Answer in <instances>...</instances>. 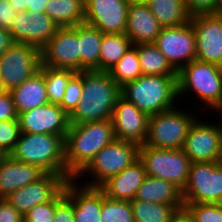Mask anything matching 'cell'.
I'll list each match as a JSON object with an SVG mask.
<instances>
[{
  "label": "cell",
  "instance_id": "cell-1",
  "mask_svg": "<svg viewBox=\"0 0 222 222\" xmlns=\"http://www.w3.org/2000/svg\"><path fill=\"white\" fill-rule=\"evenodd\" d=\"M82 85L81 101L69 115L70 125L111 119L121 87L109 71H82Z\"/></svg>",
  "mask_w": 222,
  "mask_h": 222
},
{
  "label": "cell",
  "instance_id": "cell-2",
  "mask_svg": "<svg viewBox=\"0 0 222 222\" xmlns=\"http://www.w3.org/2000/svg\"><path fill=\"white\" fill-rule=\"evenodd\" d=\"M114 139L111 119L70 125L64 138L67 179H74Z\"/></svg>",
  "mask_w": 222,
  "mask_h": 222
},
{
  "label": "cell",
  "instance_id": "cell-3",
  "mask_svg": "<svg viewBox=\"0 0 222 222\" xmlns=\"http://www.w3.org/2000/svg\"><path fill=\"white\" fill-rule=\"evenodd\" d=\"M121 96L149 116L172 109L180 104L177 75H142L122 86Z\"/></svg>",
  "mask_w": 222,
  "mask_h": 222
},
{
  "label": "cell",
  "instance_id": "cell-4",
  "mask_svg": "<svg viewBox=\"0 0 222 222\" xmlns=\"http://www.w3.org/2000/svg\"><path fill=\"white\" fill-rule=\"evenodd\" d=\"M9 155L15 160L37 165L46 173L67 178L64 138L59 135L21 133Z\"/></svg>",
  "mask_w": 222,
  "mask_h": 222
},
{
  "label": "cell",
  "instance_id": "cell-5",
  "mask_svg": "<svg viewBox=\"0 0 222 222\" xmlns=\"http://www.w3.org/2000/svg\"><path fill=\"white\" fill-rule=\"evenodd\" d=\"M177 85L178 99L195 97L209 110L222 105L221 66L193 60L177 72ZM188 92L196 96L186 97Z\"/></svg>",
  "mask_w": 222,
  "mask_h": 222
},
{
  "label": "cell",
  "instance_id": "cell-6",
  "mask_svg": "<svg viewBox=\"0 0 222 222\" xmlns=\"http://www.w3.org/2000/svg\"><path fill=\"white\" fill-rule=\"evenodd\" d=\"M138 158V144L115 138L110 144L102 148L74 179L80 182L82 178L91 177L88 183L82 180V185L100 187L105 181L122 172Z\"/></svg>",
  "mask_w": 222,
  "mask_h": 222
},
{
  "label": "cell",
  "instance_id": "cell-7",
  "mask_svg": "<svg viewBox=\"0 0 222 222\" xmlns=\"http://www.w3.org/2000/svg\"><path fill=\"white\" fill-rule=\"evenodd\" d=\"M173 107L172 109L149 116L146 146L160 149H180L183 147L188 131L196 114L185 109ZM185 110V111H184Z\"/></svg>",
  "mask_w": 222,
  "mask_h": 222
},
{
  "label": "cell",
  "instance_id": "cell-8",
  "mask_svg": "<svg viewBox=\"0 0 222 222\" xmlns=\"http://www.w3.org/2000/svg\"><path fill=\"white\" fill-rule=\"evenodd\" d=\"M139 159L147 176L171 182L181 191L184 189L192 162L182 148L160 149L143 144L139 146Z\"/></svg>",
  "mask_w": 222,
  "mask_h": 222
},
{
  "label": "cell",
  "instance_id": "cell-9",
  "mask_svg": "<svg viewBox=\"0 0 222 222\" xmlns=\"http://www.w3.org/2000/svg\"><path fill=\"white\" fill-rule=\"evenodd\" d=\"M40 66V49L13 42L0 56L1 86L5 91L18 87L38 72Z\"/></svg>",
  "mask_w": 222,
  "mask_h": 222
},
{
  "label": "cell",
  "instance_id": "cell-10",
  "mask_svg": "<svg viewBox=\"0 0 222 222\" xmlns=\"http://www.w3.org/2000/svg\"><path fill=\"white\" fill-rule=\"evenodd\" d=\"M183 203H222V161L192 162Z\"/></svg>",
  "mask_w": 222,
  "mask_h": 222
},
{
  "label": "cell",
  "instance_id": "cell-11",
  "mask_svg": "<svg viewBox=\"0 0 222 222\" xmlns=\"http://www.w3.org/2000/svg\"><path fill=\"white\" fill-rule=\"evenodd\" d=\"M182 150L191 162L222 161V137L217 121L211 123L197 118L188 131Z\"/></svg>",
  "mask_w": 222,
  "mask_h": 222
},
{
  "label": "cell",
  "instance_id": "cell-12",
  "mask_svg": "<svg viewBox=\"0 0 222 222\" xmlns=\"http://www.w3.org/2000/svg\"><path fill=\"white\" fill-rule=\"evenodd\" d=\"M196 35L191 22L176 27H163L154 44L178 72L196 60Z\"/></svg>",
  "mask_w": 222,
  "mask_h": 222
},
{
  "label": "cell",
  "instance_id": "cell-13",
  "mask_svg": "<svg viewBox=\"0 0 222 222\" xmlns=\"http://www.w3.org/2000/svg\"><path fill=\"white\" fill-rule=\"evenodd\" d=\"M40 56L42 66L79 72V24L74 27H60L40 49Z\"/></svg>",
  "mask_w": 222,
  "mask_h": 222
},
{
  "label": "cell",
  "instance_id": "cell-14",
  "mask_svg": "<svg viewBox=\"0 0 222 222\" xmlns=\"http://www.w3.org/2000/svg\"><path fill=\"white\" fill-rule=\"evenodd\" d=\"M60 26L45 12H17L9 30L13 42L26 43L41 49Z\"/></svg>",
  "mask_w": 222,
  "mask_h": 222
},
{
  "label": "cell",
  "instance_id": "cell-15",
  "mask_svg": "<svg viewBox=\"0 0 222 222\" xmlns=\"http://www.w3.org/2000/svg\"><path fill=\"white\" fill-rule=\"evenodd\" d=\"M196 35V60L222 67V19L218 14L191 16Z\"/></svg>",
  "mask_w": 222,
  "mask_h": 222
},
{
  "label": "cell",
  "instance_id": "cell-16",
  "mask_svg": "<svg viewBox=\"0 0 222 222\" xmlns=\"http://www.w3.org/2000/svg\"><path fill=\"white\" fill-rule=\"evenodd\" d=\"M131 0H84V23L103 34L125 33Z\"/></svg>",
  "mask_w": 222,
  "mask_h": 222
},
{
  "label": "cell",
  "instance_id": "cell-17",
  "mask_svg": "<svg viewBox=\"0 0 222 222\" xmlns=\"http://www.w3.org/2000/svg\"><path fill=\"white\" fill-rule=\"evenodd\" d=\"M67 181L63 175L46 173L38 181L11 192L5 199L24 216L34 206L52 201Z\"/></svg>",
  "mask_w": 222,
  "mask_h": 222
},
{
  "label": "cell",
  "instance_id": "cell-18",
  "mask_svg": "<svg viewBox=\"0 0 222 222\" xmlns=\"http://www.w3.org/2000/svg\"><path fill=\"white\" fill-rule=\"evenodd\" d=\"M21 133L54 134L65 138L69 115L57 104L48 103L18 114Z\"/></svg>",
  "mask_w": 222,
  "mask_h": 222
},
{
  "label": "cell",
  "instance_id": "cell-19",
  "mask_svg": "<svg viewBox=\"0 0 222 222\" xmlns=\"http://www.w3.org/2000/svg\"><path fill=\"white\" fill-rule=\"evenodd\" d=\"M111 120L116 139L134 142L139 146L145 143L149 115L124 97L120 96L117 99Z\"/></svg>",
  "mask_w": 222,
  "mask_h": 222
},
{
  "label": "cell",
  "instance_id": "cell-20",
  "mask_svg": "<svg viewBox=\"0 0 222 222\" xmlns=\"http://www.w3.org/2000/svg\"><path fill=\"white\" fill-rule=\"evenodd\" d=\"M81 183L71 179L64 187L65 194L73 201L74 222H101L102 190Z\"/></svg>",
  "mask_w": 222,
  "mask_h": 222
},
{
  "label": "cell",
  "instance_id": "cell-21",
  "mask_svg": "<svg viewBox=\"0 0 222 222\" xmlns=\"http://www.w3.org/2000/svg\"><path fill=\"white\" fill-rule=\"evenodd\" d=\"M46 174L40 167L15 160L5 155L0 162V198H5L26 185L34 183Z\"/></svg>",
  "mask_w": 222,
  "mask_h": 222
},
{
  "label": "cell",
  "instance_id": "cell-22",
  "mask_svg": "<svg viewBox=\"0 0 222 222\" xmlns=\"http://www.w3.org/2000/svg\"><path fill=\"white\" fill-rule=\"evenodd\" d=\"M162 28L148 4L130 2L125 34L132 45L154 43Z\"/></svg>",
  "mask_w": 222,
  "mask_h": 222
},
{
  "label": "cell",
  "instance_id": "cell-23",
  "mask_svg": "<svg viewBox=\"0 0 222 222\" xmlns=\"http://www.w3.org/2000/svg\"><path fill=\"white\" fill-rule=\"evenodd\" d=\"M146 176L144 164L138 158L122 172L105 181L99 188L109 198L132 201Z\"/></svg>",
  "mask_w": 222,
  "mask_h": 222
},
{
  "label": "cell",
  "instance_id": "cell-24",
  "mask_svg": "<svg viewBox=\"0 0 222 222\" xmlns=\"http://www.w3.org/2000/svg\"><path fill=\"white\" fill-rule=\"evenodd\" d=\"M9 92L18 114L50 103L44 74L40 70Z\"/></svg>",
  "mask_w": 222,
  "mask_h": 222
},
{
  "label": "cell",
  "instance_id": "cell-25",
  "mask_svg": "<svg viewBox=\"0 0 222 222\" xmlns=\"http://www.w3.org/2000/svg\"><path fill=\"white\" fill-rule=\"evenodd\" d=\"M136 200L159 204H184L181 190L166 180L146 176L136 192Z\"/></svg>",
  "mask_w": 222,
  "mask_h": 222
},
{
  "label": "cell",
  "instance_id": "cell-26",
  "mask_svg": "<svg viewBox=\"0 0 222 222\" xmlns=\"http://www.w3.org/2000/svg\"><path fill=\"white\" fill-rule=\"evenodd\" d=\"M103 33L86 23L79 24L80 71L98 70Z\"/></svg>",
  "mask_w": 222,
  "mask_h": 222
},
{
  "label": "cell",
  "instance_id": "cell-27",
  "mask_svg": "<svg viewBox=\"0 0 222 222\" xmlns=\"http://www.w3.org/2000/svg\"><path fill=\"white\" fill-rule=\"evenodd\" d=\"M84 0H48L44 12L60 27L84 23Z\"/></svg>",
  "mask_w": 222,
  "mask_h": 222
},
{
  "label": "cell",
  "instance_id": "cell-28",
  "mask_svg": "<svg viewBox=\"0 0 222 222\" xmlns=\"http://www.w3.org/2000/svg\"><path fill=\"white\" fill-rule=\"evenodd\" d=\"M148 6L162 27L181 26L191 20L185 0H153Z\"/></svg>",
  "mask_w": 222,
  "mask_h": 222
},
{
  "label": "cell",
  "instance_id": "cell-29",
  "mask_svg": "<svg viewBox=\"0 0 222 222\" xmlns=\"http://www.w3.org/2000/svg\"><path fill=\"white\" fill-rule=\"evenodd\" d=\"M135 222H172L184 204H159L133 199L130 201Z\"/></svg>",
  "mask_w": 222,
  "mask_h": 222
},
{
  "label": "cell",
  "instance_id": "cell-30",
  "mask_svg": "<svg viewBox=\"0 0 222 222\" xmlns=\"http://www.w3.org/2000/svg\"><path fill=\"white\" fill-rule=\"evenodd\" d=\"M132 43L125 33L103 34L99 71H109L125 54Z\"/></svg>",
  "mask_w": 222,
  "mask_h": 222
},
{
  "label": "cell",
  "instance_id": "cell-31",
  "mask_svg": "<svg viewBox=\"0 0 222 222\" xmlns=\"http://www.w3.org/2000/svg\"><path fill=\"white\" fill-rule=\"evenodd\" d=\"M137 51L143 75H177L154 43L137 44Z\"/></svg>",
  "mask_w": 222,
  "mask_h": 222
},
{
  "label": "cell",
  "instance_id": "cell-32",
  "mask_svg": "<svg viewBox=\"0 0 222 222\" xmlns=\"http://www.w3.org/2000/svg\"><path fill=\"white\" fill-rule=\"evenodd\" d=\"M112 79L120 86L142 76L137 44L132 45L124 56L109 70Z\"/></svg>",
  "mask_w": 222,
  "mask_h": 222
},
{
  "label": "cell",
  "instance_id": "cell-33",
  "mask_svg": "<svg viewBox=\"0 0 222 222\" xmlns=\"http://www.w3.org/2000/svg\"><path fill=\"white\" fill-rule=\"evenodd\" d=\"M39 70L44 74L49 102L59 105L65 94L67 83L77 72L72 69L51 68L42 65Z\"/></svg>",
  "mask_w": 222,
  "mask_h": 222
},
{
  "label": "cell",
  "instance_id": "cell-34",
  "mask_svg": "<svg viewBox=\"0 0 222 222\" xmlns=\"http://www.w3.org/2000/svg\"><path fill=\"white\" fill-rule=\"evenodd\" d=\"M101 222H135L130 201L116 200L102 191Z\"/></svg>",
  "mask_w": 222,
  "mask_h": 222
},
{
  "label": "cell",
  "instance_id": "cell-35",
  "mask_svg": "<svg viewBox=\"0 0 222 222\" xmlns=\"http://www.w3.org/2000/svg\"><path fill=\"white\" fill-rule=\"evenodd\" d=\"M195 222H222V203H184Z\"/></svg>",
  "mask_w": 222,
  "mask_h": 222
},
{
  "label": "cell",
  "instance_id": "cell-36",
  "mask_svg": "<svg viewBox=\"0 0 222 222\" xmlns=\"http://www.w3.org/2000/svg\"><path fill=\"white\" fill-rule=\"evenodd\" d=\"M82 93V71H79L67 83L65 94L59 106L70 115L81 101Z\"/></svg>",
  "mask_w": 222,
  "mask_h": 222
},
{
  "label": "cell",
  "instance_id": "cell-37",
  "mask_svg": "<svg viewBox=\"0 0 222 222\" xmlns=\"http://www.w3.org/2000/svg\"><path fill=\"white\" fill-rule=\"evenodd\" d=\"M21 134L18 120L0 122V150L9 155Z\"/></svg>",
  "mask_w": 222,
  "mask_h": 222
},
{
  "label": "cell",
  "instance_id": "cell-38",
  "mask_svg": "<svg viewBox=\"0 0 222 222\" xmlns=\"http://www.w3.org/2000/svg\"><path fill=\"white\" fill-rule=\"evenodd\" d=\"M73 201L65 194L63 189L55 197V214L53 222H74Z\"/></svg>",
  "mask_w": 222,
  "mask_h": 222
},
{
  "label": "cell",
  "instance_id": "cell-39",
  "mask_svg": "<svg viewBox=\"0 0 222 222\" xmlns=\"http://www.w3.org/2000/svg\"><path fill=\"white\" fill-rule=\"evenodd\" d=\"M55 214V198L48 202L34 206L23 216V222H53Z\"/></svg>",
  "mask_w": 222,
  "mask_h": 222
},
{
  "label": "cell",
  "instance_id": "cell-40",
  "mask_svg": "<svg viewBox=\"0 0 222 222\" xmlns=\"http://www.w3.org/2000/svg\"><path fill=\"white\" fill-rule=\"evenodd\" d=\"M185 4L191 16L218 13L217 0H185Z\"/></svg>",
  "mask_w": 222,
  "mask_h": 222
},
{
  "label": "cell",
  "instance_id": "cell-41",
  "mask_svg": "<svg viewBox=\"0 0 222 222\" xmlns=\"http://www.w3.org/2000/svg\"><path fill=\"white\" fill-rule=\"evenodd\" d=\"M18 113L16 111L12 96L9 91H4L0 96V122L18 120Z\"/></svg>",
  "mask_w": 222,
  "mask_h": 222
},
{
  "label": "cell",
  "instance_id": "cell-42",
  "mask_svg": "<svg viewBox=\"0 0 222 222\" xmlns=\"http://www.w3.org/2000/svg\"><path fill=\"white\" fill-rule=\"evenodd\" d=\"M0 222H23V215L5 198H0Z\"/></svg>",
  "mask_w": 222,
  "mask_h": 222
},
{
  "label": "cell",
  "instance_id": "cell-43",
  "mask_svg": "<svg viewBox=\"0 0 222 222\" xmlns=\"http://www.w3.org/2000/svg\"><path fill=\"white\" fill-rule=\"evenodd\" d=\"M16 13V8L8 0H0V27L9 31Z\"/></svg>",
  "mask_w": 222,
  "mask_h": 222
},
{
  "label": "cell",
  "instance_id": "cell-44",
  "mask_svg": "<svg viewBox=\"0 0 222 222\" xmlns=\"http://www.w3.org/2000/svg\"><path fill=\"white\" fill-rule=\"evenodd\" d=\"M13 43L9 31L0 27V56Z\"/></svg>",
  "mask_w": 222,
  "mask_h": 222
},
{
  "label": "cell",
  "instance_id": "cell-45",
  "mask_svg": "<svg viewBox=\"0 0 222 222\" xmlns=\"http://www.w3.org/2000/svg\"><path fill=\"white\" fill-rule=\"evenodd\" d=\"M48 0H29L27 12H44Z\"/></svg>",
  "mask_w": 222,
  "mask_h": 222
},
{
  "label": "cell",
  "instance_id": "cell-46",
  "mask_svg": "<svg viewBox=\"0 0 222 222\" xmlns=\"http://www.w3.org/2000/svg\"><path fill=\"white\" fill-rule=\"evenodd\" d=\"M172 222H195V221L185 209H181L174 216Z\"/></svg>",
  "mask_w": 222,
  "mask_h": 222
},
{
  "label": "cell",
  "instance_id": "cell-47",
  "mask_svg": "<svg viewBox=\"0 0 222 222\" xmlns=\"http://www.w3.org/2000/svg\"><path fill=\"white\" fill-rule=\"evenodd\" d=\"M13 8H16V12L26 11L29 0H8Z\"/></svg>",
  "mask_w": 222,
  "mask_h": 222
},
{
  "label": "cell",
  "instance_id": "cell-48",
  "mask_svg": "<svg viewBox=\"0 0 222 222\" xmlns=\"http://www.w3.org/2000/svg\"><path fill=\"white\" fill-rule=\"evenodd\" d=\"M213 110L215 111V113L217 112V115H216L217 118L219 117V116H218V112H219V115H220V117H221V118H220V119H221L220 121H222V116H221V115H222V105L217 106V107L214 108ZM220 121H218L217 124H218V127H219V129H220L221 137H222V122L220 123Z\"/></svg>",
  "mask_w": 222,
  "mask_h": 222
},
{
  "label": "cell",
  "instance_id": "cell-49",
  "mask_svg": "<svg viewBox=\"0 0 222 222\" xmlns=\"http://www.w3.org/2000/svg\"><path fill=\"white\" fill-rule=\"evenodd\" d=\"M131 1L137 2V3L149 4L153 0H131Z\"/></svg>",
  "mask_w": 222,
  "mask_h": 222
},
{
  "label": "cell",
  "instance_id": "cell-50",
  "mask_svg": "<svg viewBox=\"0 0 222 222\" xmlns=\"http://www.w3.org/2000/svg\"><path fill=\"white\" fill-rule=\"evenodd\" d=\"M218 11L222 8V0H217Z\"/></svg>",
  "mask_w": 222,
  "mask_h": 222
},
{
  "label": "cell",
  "instance_id": "cell-51",
  "mask_svg": "<svg viewBox=\"0 0 222 222\" xmlns=\"http://www.w3.org/2000/svg\"><path fill=\"white\" fill-rule=\"evenodd\" d=\"M4 156H5V154L0 150V162L3 159Z\"/></svg>",
  "mask_w": 222,
  "mask_h": 222
},
{
  "label": "cell",
  "instance_id": "cell-52",
  "mask_svg": "<svg viewBox=\"0 0 222 222\" xmlns=\"http://www.w3.org/2000/svg\"><path fill=\"white\" fill-rule=\"evenodd\" d=\"M218 16L222 19V8L218 11Z\"/></svg>",
  "mask_w": 222,
  "mask_h": 222
},
{
  "label": "cell",
  "instance_id": "cell-53",
  "mask_svg": "<svg viewBox=\"0 0 222 222\" xmlns=\"http://www.w3.org/2000/svg\"><path fill=\"white\" fill-rule=\"evenodd\" d=\"M4 89H3V87L2 86H0V96L4 93Z\"/></svg>",
  "mask_w": 222,
  "mask_h": 222
}]
</instances>
